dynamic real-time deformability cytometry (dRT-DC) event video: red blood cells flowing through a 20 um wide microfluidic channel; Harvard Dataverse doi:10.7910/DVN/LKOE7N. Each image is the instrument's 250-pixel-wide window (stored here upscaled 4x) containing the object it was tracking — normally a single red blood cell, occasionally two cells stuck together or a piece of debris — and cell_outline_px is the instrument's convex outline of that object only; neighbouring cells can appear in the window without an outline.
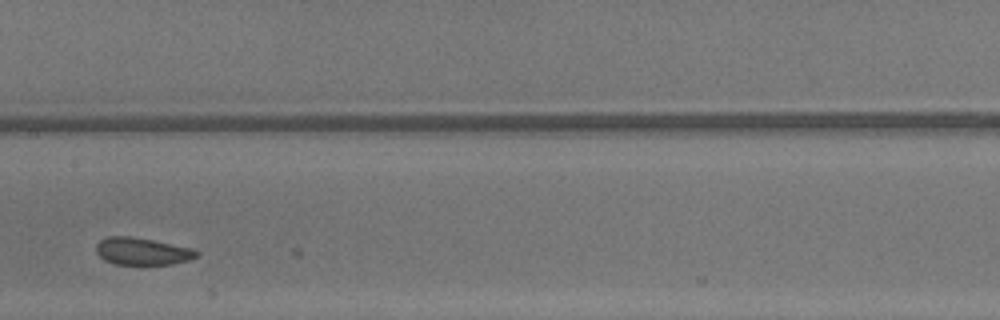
{"species": "common noctule bat (a hibernating species)", "species_latin": "Nyctalus noctula", "temperature_condition": "warm", "stored_images_in_passage": 21, "camera_frame_rate_fps": 3000, "um_per_image_px": 0.085, "animal": {"sex": "male", "body_mass_g": 13.3}, "frame": {"image": 1, "passage_image": 17, "time_ms": 5.333, "image_size_px": [1000, 320], "cell_outline_px": [[200, 252], [196, 256], [188, 260], [172, 264], [112, 264], [104, 260], [96, 252], [96, 244], [100, 240], [108, 236], [128, 236], [152, 240], [196, 248]], "centroid_in_image_um": [12.1, 21.36], "position_along_channel_um": 195.3, "area_um2": 16.01}}